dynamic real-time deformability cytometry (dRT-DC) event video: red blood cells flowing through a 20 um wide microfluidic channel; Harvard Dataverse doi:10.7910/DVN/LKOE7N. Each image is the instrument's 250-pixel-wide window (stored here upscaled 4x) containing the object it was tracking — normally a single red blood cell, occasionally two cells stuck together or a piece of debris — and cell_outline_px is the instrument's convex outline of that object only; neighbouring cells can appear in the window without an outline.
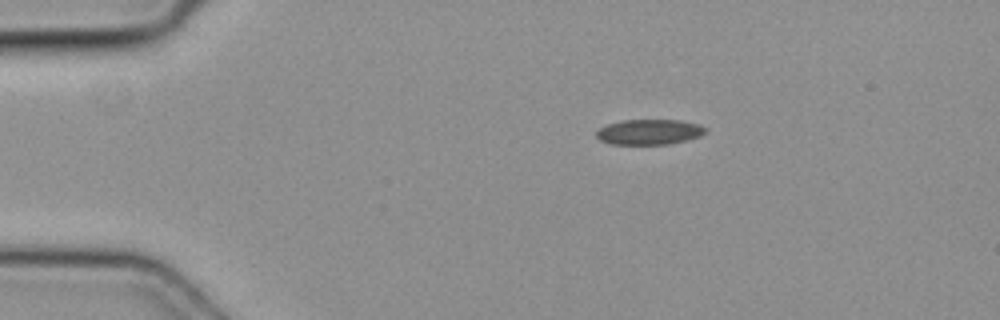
{"species": "common noctule bat (a hibernating species)", "species_latin": "Nyctalus noctula", "temperature_condition": "cold", "stored_images_in_passage": 41, "camera_frame_rate_fps": 3000, "um_per_image_px": 0.085, "animal": {"sex": "female", "body_mass_g": 19.3, "forearm_length_mm": 54.1}, "frame": {"image": 1, "passage_image": 1, "time_ms": 0.0, "image_size_px": [1000, 320], "cell_outline_px": [[708, 132], [700, 136], [688, 140], [668, 144], [612, 144], [600, 140], [596, 136], [596, 132], [600, 128], [608, 124], [624, 120], [680, 120], [700, 124], [708, 128]], "centroid_in_image_um": [55.25, 11.21], "position_along_channel_um": 29.7, "area_um2": 16.18}}
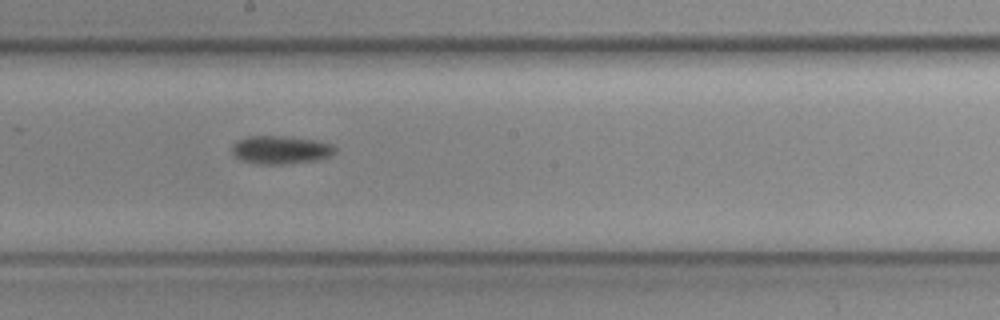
{"frame": {"image": 2, "passage_image": 19, "time_ms": 6.0, "image_size_px": [1000, 320], "cell_outline_px": [[336, 152], [328, 156], [316, 160], [284, 164], [256, 164], [240, 160], [232, 152], [232, 144], [236, 140], [248, 136], [280, 136], [316, 140], [328, 144], [336, 148]], "centroid_in_image_um": [23.79, 12.74], "position_along_channel_um": 224.4, "area_um2": 16.82}}
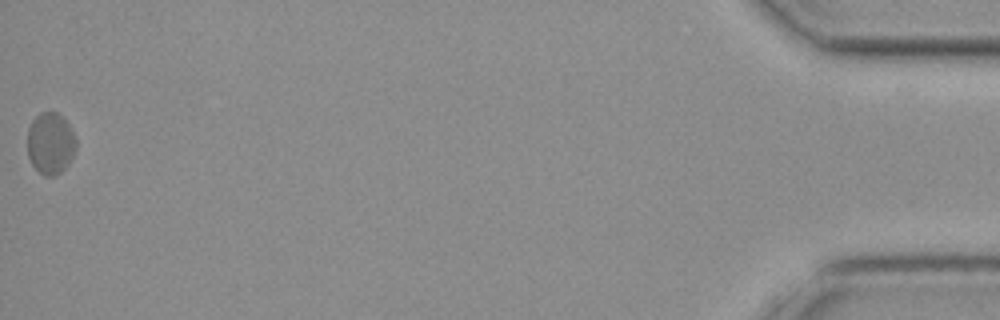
{"frame": {"image": 3, "passage_image": 41, "time_ms": 13.333, "image_size_px": [1000, 320], "cell_outline_px": [[76, 148], [68, 164], [56, 176], [44, 176], [32, 164], [28, 156], [28, 128], [32, 120], [40, 112], [56, 112], [68, 124], [76, 140]], "centroid_in_image_um": [4.27, 12.19], "position_along_channel_um": 430.9, "area_um2": 17.28}}